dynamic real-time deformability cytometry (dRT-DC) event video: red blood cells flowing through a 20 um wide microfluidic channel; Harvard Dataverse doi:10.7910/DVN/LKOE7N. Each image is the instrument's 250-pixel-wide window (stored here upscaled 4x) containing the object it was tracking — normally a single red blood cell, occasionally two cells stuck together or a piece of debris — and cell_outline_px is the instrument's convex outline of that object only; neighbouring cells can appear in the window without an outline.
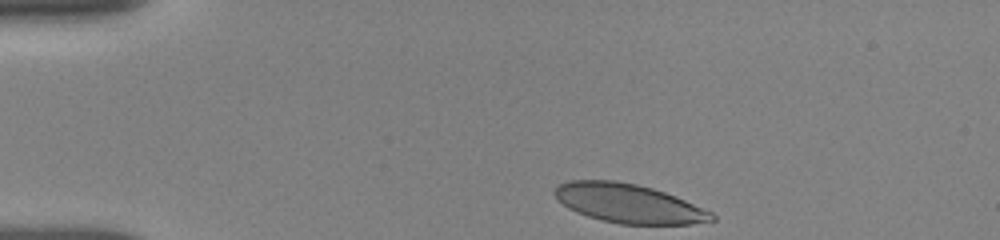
{"species": "human", "species_latin": "Homo sapiens", "temperature_condition": "room temperature", "stored_images_in_passage": 40, "camera_frame_rate_fps": 3000, "um_per_image_px": 0.085, "donor": {"sex": "female"}, "frame": {"image": 1, "passage_image": 1, "time_ms": 0.0, "image_size_px": [1000, 240], "cell_outline_px": [[716, 220], [692, 224], [620, 224], [600, 220], [576, 212], [568, 208], [556, 200], [552, 192], [556, 184], [568, 180], [616, 180], [636, 184], [652, 188], [676, 196], [712, 212], [716, 216]], "centroid_in_image_um": [53.38, 17.28], "position_along_channel_um": 31.6, "area_um2": 36.07}}
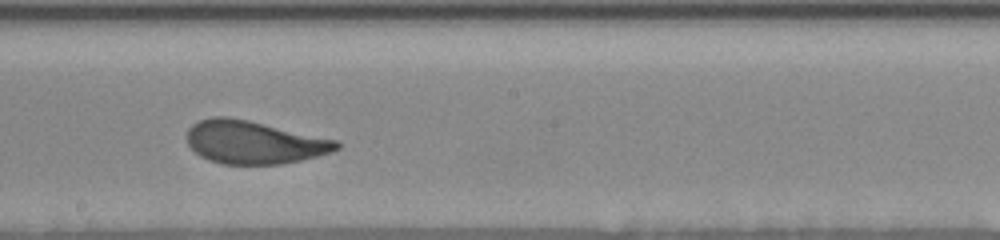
{"frame": {"image": 2, "passage_image": 23, "time_ms": 6.667, "image_size_px": [1000, 240], "cell_outline_px": [[340, 148], [332, 152], [300, 160], [280, 164], [220, 164], [208, 160], [200, 156], [188, 144], [188, 128], [192, 124], [200, 120], [212, 116], [228, 116], [248, 120], [336, 140], [340, 144]], "centroid_in_image_um": [21.56, 12.09], "position_along_channel_um": 226.6, "area_um2": 37.28}}
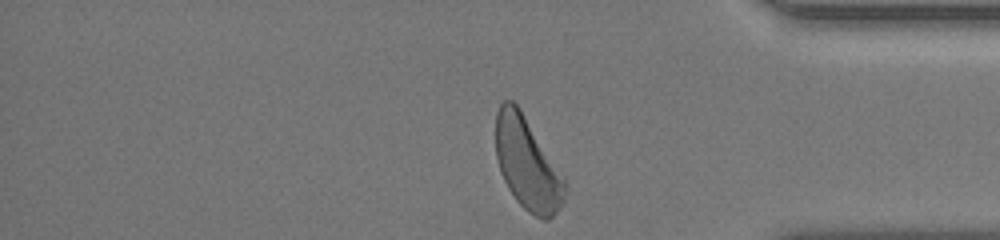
{"frame": {"image": 3, "passage_image": 39, "time_ms": 11.333, "image_size_px": [1000, 240], "cell_outline_px": [[568, 192], [564, 204], [548, 220], [544, 220], [528, 212], [516, 200], [508, 188], [500, 172], [496, 156], [496, 112], [500, 104], [504, 100], [512, 100], [520, 108], [564, 176]], "centroid_in_image_um": [44.85, 13.93], "position_along_channel_um": 390.4, "area_um2": 37.45}, "authors_computed_cell_mechanics": {"area_um2": 37.8012, "velocity_mm_per_s": 3.8189, "shape_relaxation_time_tau1_ms": 3.2685, "shape_relaxation_time_tau2_ms": 0.8469, "deformation_change_tau1": 0.1569, "deformation_change_tau2": 0.0678}}